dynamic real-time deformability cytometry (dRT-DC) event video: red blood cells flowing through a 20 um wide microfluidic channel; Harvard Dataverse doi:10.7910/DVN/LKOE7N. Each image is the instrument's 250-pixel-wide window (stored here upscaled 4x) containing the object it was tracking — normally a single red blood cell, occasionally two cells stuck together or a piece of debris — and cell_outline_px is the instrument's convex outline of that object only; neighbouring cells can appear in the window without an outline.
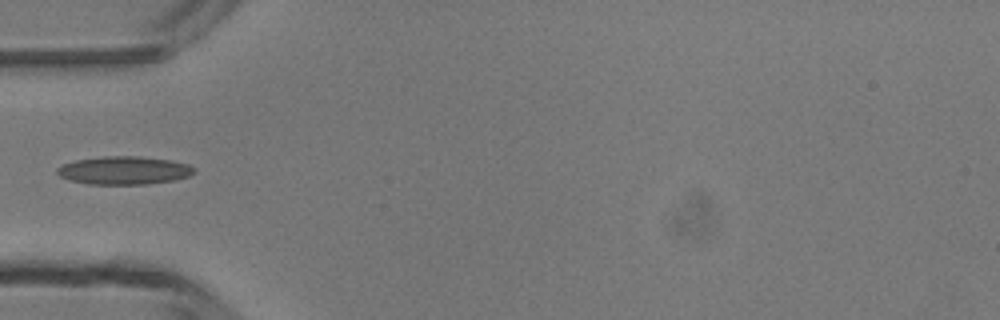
{"species": "common noctule bat (a hibernating species)", "species_latin": "Nyctalus noctula", "temperature_condition": "room temperature", "stored_images_in_passage": 5, "camera_frame_rate_fps": 3000, "um_per_image_px": 0.085, "animal": {"sex": "male", "body_mass_g": 13.3}, "frame": {"image": 1, "passage_image": 4, "time_ms": 4.333, "image_size_px": [1000, 320], "cell_outline_px": [[196, 172], [188, 176], [176, 180], [148, 184], [88, 184], [68, 180], [60, 176], [56, 172], [56, 168], [64, 164], [76, 160], [104, 156], [140, 156], [172, 160], [188, 164], [196, 168]], "centroid_in_image_um": [10.57, 14.48], "position_along_channel_um": 74.4, "area_um2": 22.66}}
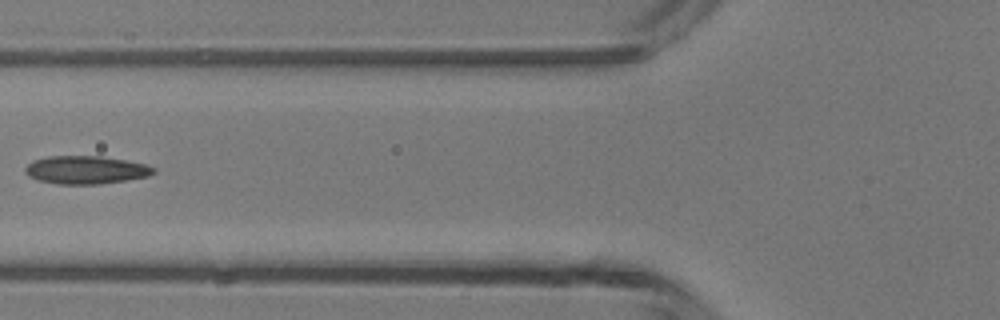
{"frame": {"image": 2, "passage_image": 5, "time_ms": 5.333, "image_size_px": [1000, 320], "cell_outline_px": [[156, 172], [148, 176], [100, 184], [56, 184], [36, 180], [28, 176], [24, 172], [24, 168], [32, 160], [48, 156], [100, 156], [148, 164], [156, 168]], "centroid_in_image_um": [7.27, 14.44], "position_along_channel_um": 118.5, "area_um2": 21.15}}